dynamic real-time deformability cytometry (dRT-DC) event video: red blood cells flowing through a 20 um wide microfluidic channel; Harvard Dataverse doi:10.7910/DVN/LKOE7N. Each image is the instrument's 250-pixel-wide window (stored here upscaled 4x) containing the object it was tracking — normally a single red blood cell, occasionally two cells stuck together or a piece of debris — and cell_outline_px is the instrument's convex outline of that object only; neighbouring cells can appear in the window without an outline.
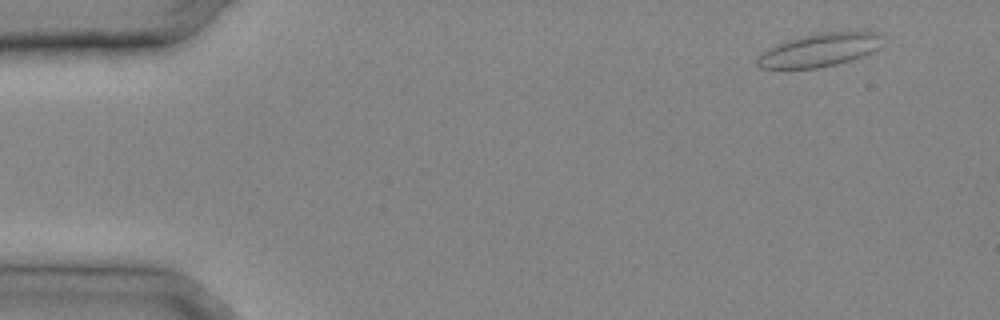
{"species": "common noctule bat (a hibernating species)", "species_latin": "Nyctalus noctula", "temperature_condition": "cold", "stored_images_in_passage": 27, "camera_frame_rate_fps": 3000, "um_per_image_px": 0.085, "animal": {"sex": "male", "body_mass_g": 20.4}, "frame": {"image": 1, "passage_image": 1, "time_ms": 0.0, "image_size_px": [1000, 320], "cell_outline_px": [[880, 48], [872, 52], [852, 60], [836, 64], [816, 68], [760, 68], [756, 64], [756, 60], [768, 48], [804, 36], [824, 32], [880, 32]], "centroid_in_image_um": [69.69, 4.26], "position_along_channel_um": 15.3, "area_um2": 23.64}}
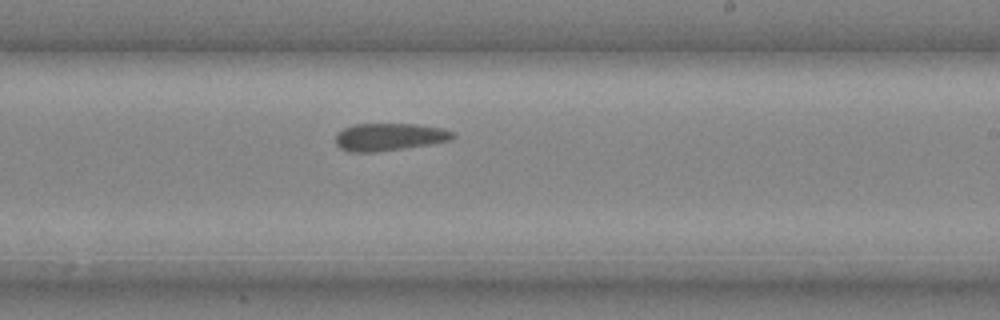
{"frame": {"image": 2, "passage_image": 18, "time_ms": 5.667, "image_size_px": [1000, 320], "cell_outline_px": [[456, 136], [452, 140], [432, 144], [376, 152], [348, 152], [340, 148], [336, 144], [336, 136], [344, 128], [352, 124], [416, 124], [444, 128], [456, 132]], "centroid_in_image_um": [33.15, 11.64], "position_along_channel_um": 255.9, "area_um2": 19.02}}
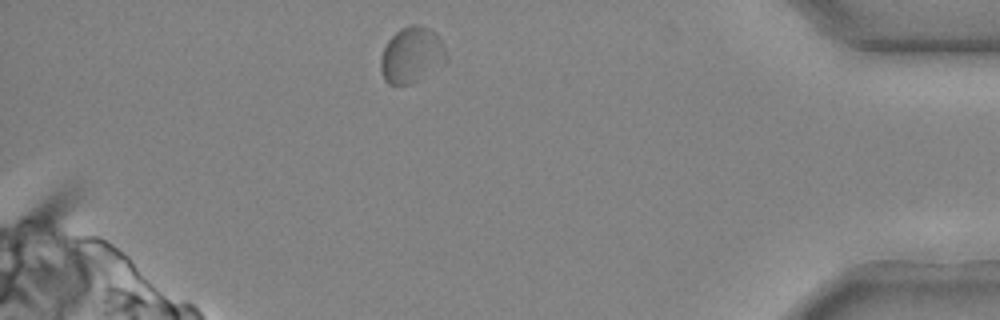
{"frame": {"image": 3, "passage_image": 27, "time_ms": 8.667, "image_size_px": [1000, 320], "cell_outline_px": [[448, 56], [444, 64], [408, 84], [388, 84], [384, 80], [380, 68], [380, 56], [388, 40], [400, 28], [412, 24], [420, 24], [428, 28], [440, 40]], "centroid_in_image_um": [34.96, 4.66], "position_along_channel_um": 400.2, "area_um2": 21.04}}